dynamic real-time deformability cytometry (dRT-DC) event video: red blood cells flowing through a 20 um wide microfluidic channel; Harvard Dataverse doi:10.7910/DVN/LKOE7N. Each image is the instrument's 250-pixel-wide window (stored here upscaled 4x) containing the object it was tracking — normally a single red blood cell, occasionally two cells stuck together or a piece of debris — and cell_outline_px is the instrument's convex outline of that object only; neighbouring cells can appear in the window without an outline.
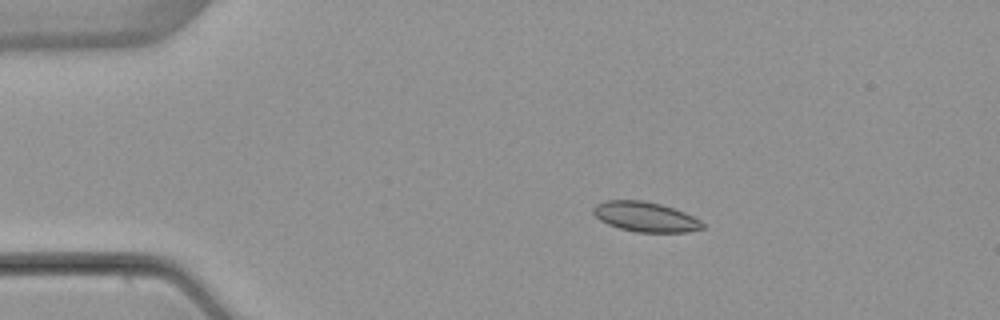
{"species": "common noctule bat (a hibernating species)", "species_latin": "Nyctalus noctula", "temperature_condition": "warm", "stored_images_in_passage": 5, "camera_frame_rate_fps": 3000, "um_per_image_px": 0.085, "animal": {"sex": "female", "body_mass_g": 22.7, "forearm_length_mm": 54.2}, "frame": {"image": 1, "passage_image": 2, "time_ms": 1.0, "image_size_px": [1000, 320], "cell_outline_px": [[704, 228], [688, 232], [636, 232], [620, 228], [608, 224], [600, 220], [592, 212], [592, 208], [596, 204], [604, 200], [644, 200], [660, 204], [684, 212], [700, 220], [704, 224]], "centroid_in_image_um": [54.84, 18.42], "position_along_channel_um": 30.2, "area_um2": 19.02}}
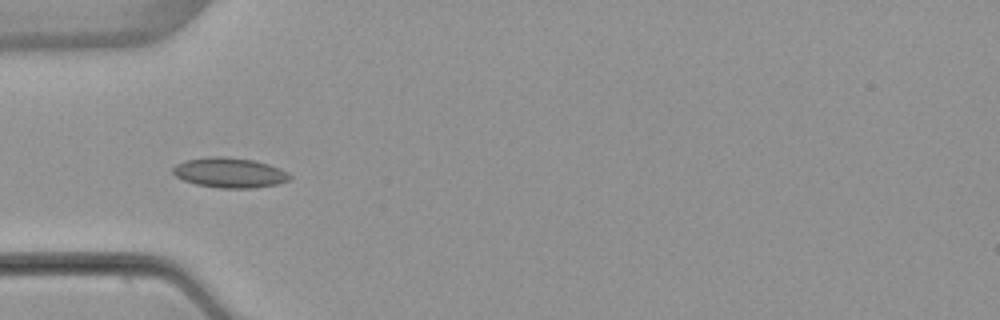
{"frame": {"image": 2, "passage_image": 4, "time_ms": 3.333, "image_size_px": [1000, 320], "cell_outline_px": [[292, 176], [288, 180], [276, 184], [252, 188], [220, 188], [196, 184], [184, 180], [176, 176], [172, 172], [172, 168], [176, 164], [184, 160], [208, 156], [224, 156], [252, 160], [268, 164], [280, 168], [288, 172]], "centroid_in_image_um": [19.49, 14.67], "position_along_channel_um": 65.5, "area_um2": 20.46}}
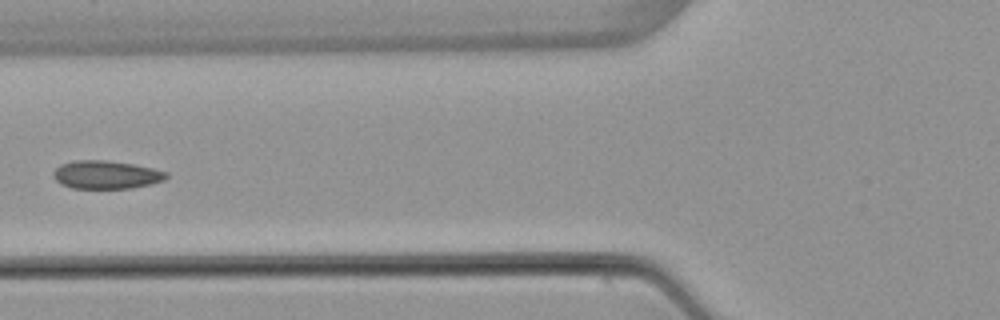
{"frame": {"image": 3, "passage_image": 5, "time_ms": 4.667, "image_size_px": [1000, 320], "cell_outline_px": [[168, 176], [164, 180], [152, 184], [132, 188], [72, 188], [60, 184], [52, 176], [52, 172], [60, 164], [76, 160], [108, 160], [132, 164], [152, 168], [168, 172]], "centroid_in_image_um": [9.01, 14.85], "position_along_channel_um": 116.8, "area_um2": 18.67}}